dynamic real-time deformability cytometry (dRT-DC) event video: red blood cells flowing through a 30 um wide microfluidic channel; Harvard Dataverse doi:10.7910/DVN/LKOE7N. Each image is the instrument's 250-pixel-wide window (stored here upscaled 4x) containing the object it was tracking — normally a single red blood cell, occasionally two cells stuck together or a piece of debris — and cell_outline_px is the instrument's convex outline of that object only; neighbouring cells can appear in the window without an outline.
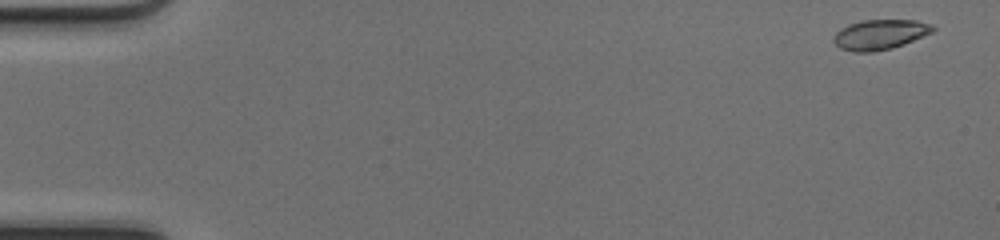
{"species": "common noctule bat (a hibernating species)", "species_latin": "Nyctalus noctula", "temperature_condition": "cold", "stored_images_in_passage": 48, "camera_frame_rate_fps": 3000, "um_per_image_px": 0.085, "animal": {"sex": "female", "body_mass_g": 17.0, "forearm_length_mm": 48.0}, "frame": {"image": 1, "passage_image": 1, "time_ms": 0.0, "image_size_px": [1000, 240], "cell_outline_px": [[936, 28], [932, 32], [904, 44], [892, 48], [872, 52], [852, 52], [840, 48], [832, 40], [836, 32], [840, 28], [848, 24], [860, 20], [916, 20], [932, 24]], "centroid_in_image_um": [74.78, 2.93], "position_along_channel_um": 10.2, "area_um2": 17.46}}
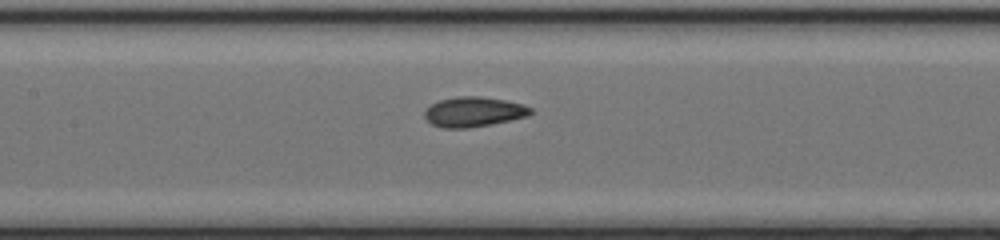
{"frame": {"image": 2, "passage_image": 23, "time_ms": 7.333, "image_size_px": [1000, 240], "cell_outline_px": [[532, 112], [528, 116], [468, 128], [444, 128], [432, 124], [424, 116], [424, 108], [440, 100], [456, 96], [480, 96], [504, 100], [524, 104], [532, 108]], "centroid_in_image_um": [40.24, 9.49], "position_along_channel_um": 167.2, "area_um2": 18.38}}
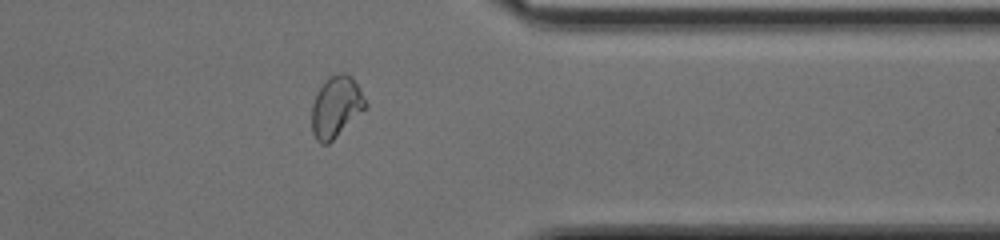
{"frame": {"image": 3, "passage_image": 39, "time_ms": 12.667, "image_size_px": [1000, 240], "cell_outline_px": [[368, 108], [328, 144], [320, 144], [316, 140], [312, 132], [312, 104], [316, 92], [324, 80], [340, 72], [344, 72], [352, 76], [360, 88], [368, 104]], "centroid_in_image_um": [28.59, 9.07], "position_along_channel_um": 382.8, "area_um2": 19.54}, "authors_computed_cell_mechanics": {"area_um2": 18.1781, "velocity_mm_per_s": 4.2209, "shape_relaxation_time_tau1_ms": 6.097, "shape_relaxation_time_tau2_ms": 1.0252, "deformation_change_tau1": 0.1663, "deformation_change_tau2": 0.0627}}